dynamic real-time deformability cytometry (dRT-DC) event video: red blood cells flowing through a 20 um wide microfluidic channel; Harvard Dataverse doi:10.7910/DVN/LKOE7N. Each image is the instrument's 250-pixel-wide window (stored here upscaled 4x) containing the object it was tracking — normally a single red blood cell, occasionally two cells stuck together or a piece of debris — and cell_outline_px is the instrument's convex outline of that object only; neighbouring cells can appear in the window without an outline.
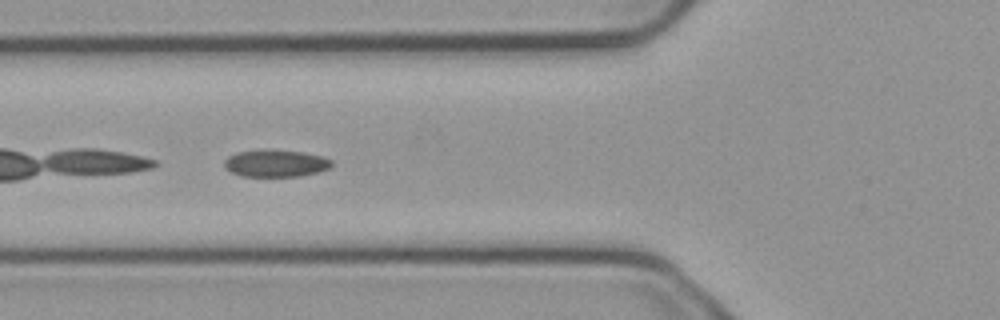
{"species": "common noctule bat (a hibernating species)", "species_latin": "Nyctalus noctula", "temperature_condition": "cold", "stored_images_in_passage": 31, "camera_frame_rate_fps": 3000, "um_per_image_px": 0.085, "animal": {"sex": "male", "body_mass_g": 23.1, "forearm_length_mm": 52.7}, "frame": {"image": 1, "passage_image": 3, "time_ms": 0.667, "image_size_px": [1000, 320], "cell_outline_px": [[332, 164], [328, 168], [316, 172], [300, 176], [240, 176], [224, 168], [224, 160], [228, 156], [236, 152], [304, 152], [324, 156], [332, 160]], "centroid_in_image_um": [23.43, 13.92], "position_along_channel_um": 102.4, "area_um2": 16.3}}
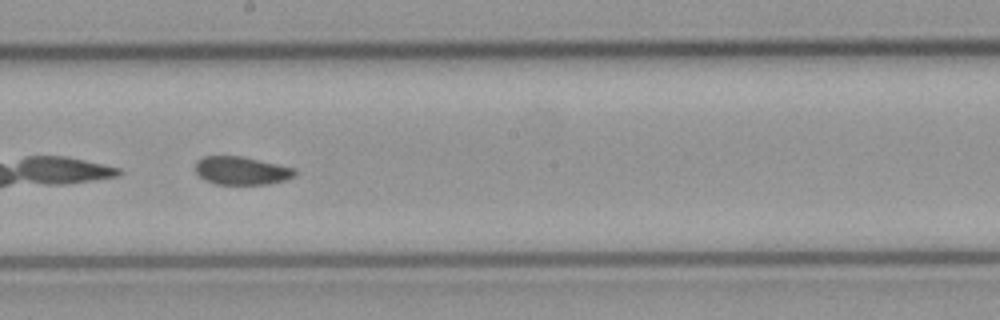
{"frame": {"image": 2, "passage_image": 13, "time_ms": 4.0, "image_size_px": [1000, 320], "cell_outline_px": [[296, 176], [284, 180], [268, 184], [216, 184], [204, 180], [196, 172], [196, 160], [204, 156], [240, 156], [296, 168]], "centroid_in_image_um": [20.53, 14.5], "position_along_channel_um": 227.7, "area_um2": 16.3}}
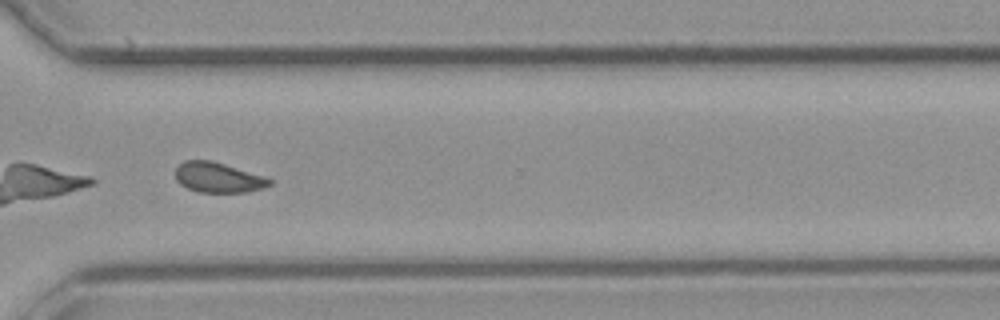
{"frame": {"image": 3, "passage_image": 23, "time_ms": 7.333, "image_size_px": [1000, 320], "cell_outline_px": [[272, 184], [264, 188], [248, 192], [196, 192], [180, 184], [176, 180], [176, 168], [184, 160], [212, 160], [268, 176], [272, 180]], "centroid_in_image_um": [18.6, 15.08], "position_along_channel_um": 352.0, "area_um2": 16.88}}